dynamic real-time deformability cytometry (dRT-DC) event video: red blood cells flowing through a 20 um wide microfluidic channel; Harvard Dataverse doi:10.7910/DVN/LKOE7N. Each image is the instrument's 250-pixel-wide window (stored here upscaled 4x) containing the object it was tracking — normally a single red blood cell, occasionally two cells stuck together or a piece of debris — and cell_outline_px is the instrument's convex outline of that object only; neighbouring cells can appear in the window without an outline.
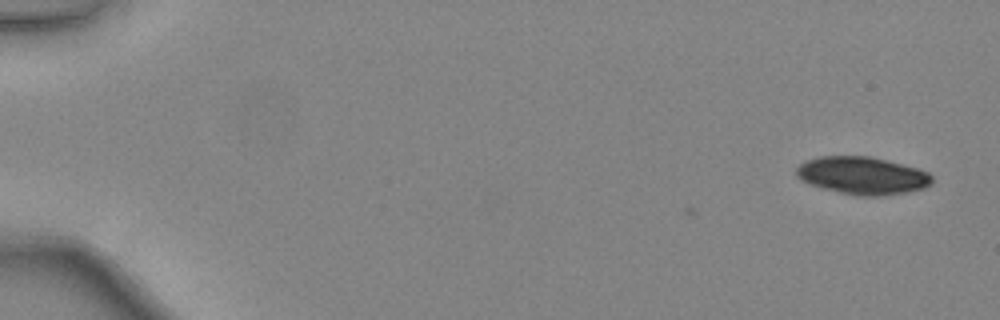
{"species": "common noctule bat (a hibernating species)", "species_latin": "Nyctalus noctula", "temperature_condition": "warm", "stored_images_in_passage": 42, "camera_frame_rate_fps": 3000, "um_per_image_px": 0.085, "animal": {"sex": "female", "body_mass_g": 24.6, "forearm_length_mm": 56.2}, "frame": {"image": 1, "passage_image": 1, "time_ms": 0.0, "image_size_px": [1000, 320], "cell_outline_px": [[932, 184], [924, 188], [908, 192], [880, 196], [860, 196], [840, 192], [824, 188], [800, 180], [796, 176], [796, 168], [804, 160], [820, 156], [868, 156], [916, 168], [928, 172], [932, 176]], "centroid_in_image_um": [73.29, 14.92], "position_along_channel_um": 11.7, "area_um2": 29.54}}
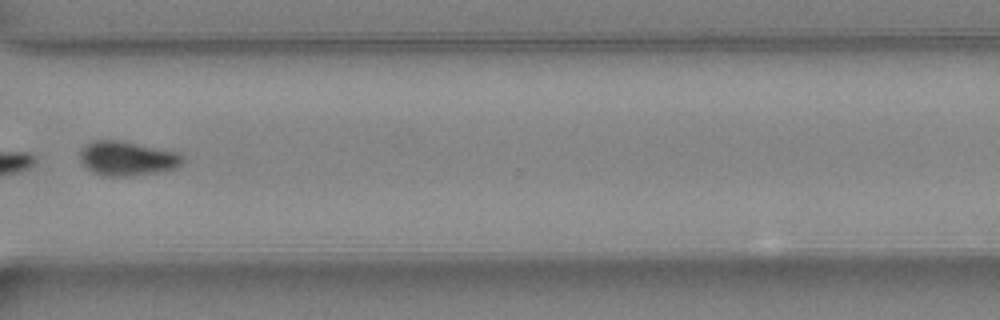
{"frame": {"image": 2, "passage_image": 36, "time_ms": 11.667, "image_size_px": [1000, 320], "cell_outline_px": [[184, 160], [176, 168], [156, 172], [128, 176], [104, 176], [92, 172], [80, 160], [80, 148], [84, 144], [92, 140], [120, 140], [180, 152], [184, 156]], "centroid_in_image_um": [10.8, 13.45], "position_along_channel_um": 359.8, "area_um2": 20.75}, "authors_computed_cell_mechanics": {"area_um2": 23.5246, "velocity_mm_per_s": 4.4571, "shape_relaxation_time_tau1_ms": 1.938, "shape_relaxation_time_tau2_ms": null, "deformation_change_tau1": 0.0944, "deformation_change_tau2": null}}